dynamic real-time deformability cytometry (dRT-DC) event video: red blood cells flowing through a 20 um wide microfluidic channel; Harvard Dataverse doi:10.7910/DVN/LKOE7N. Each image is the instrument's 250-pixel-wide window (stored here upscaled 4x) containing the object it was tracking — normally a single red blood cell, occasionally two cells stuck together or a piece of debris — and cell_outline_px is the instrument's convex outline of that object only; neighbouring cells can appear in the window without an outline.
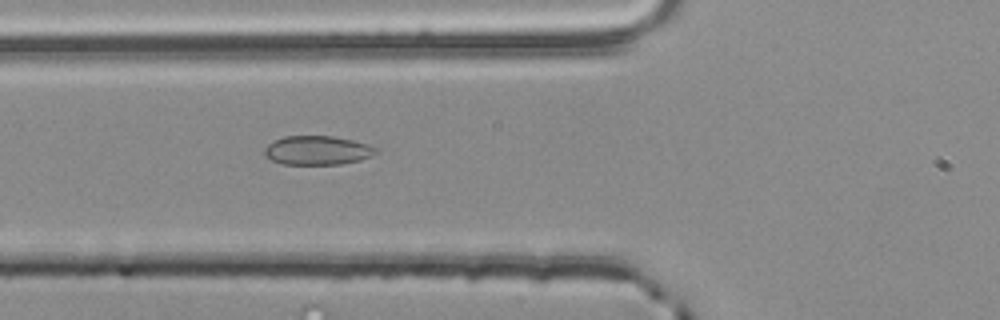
{"species": "common noctule bat (a hibernating species)", "species_latin": "Nyctalus noctula", "temperature_condition": "room temperature", "stored_images_in_passage": 5, "camera_frame_rate_fps": 3000, "um_per_image_px": 0.085, "animal": {"sex": "male", "body_mass_g": 20.4}, "frame": {"image": 1, "passage_image": 5, "time_ms": 1.333, "image_size_px": [1000, 320], "cell_outline_px": [[380, 148], [376, 152], [360, 160], [340, 164], [284, 164], [272, 160], [264, 152], [264, 148], [272, 140], [284, 136], [332, 136], [352, 140], [368, 144]], "centroid_in_image_um": [26.97, 12.77], "position_along_channel_um": 98.8, "area_um2": 18.73}}